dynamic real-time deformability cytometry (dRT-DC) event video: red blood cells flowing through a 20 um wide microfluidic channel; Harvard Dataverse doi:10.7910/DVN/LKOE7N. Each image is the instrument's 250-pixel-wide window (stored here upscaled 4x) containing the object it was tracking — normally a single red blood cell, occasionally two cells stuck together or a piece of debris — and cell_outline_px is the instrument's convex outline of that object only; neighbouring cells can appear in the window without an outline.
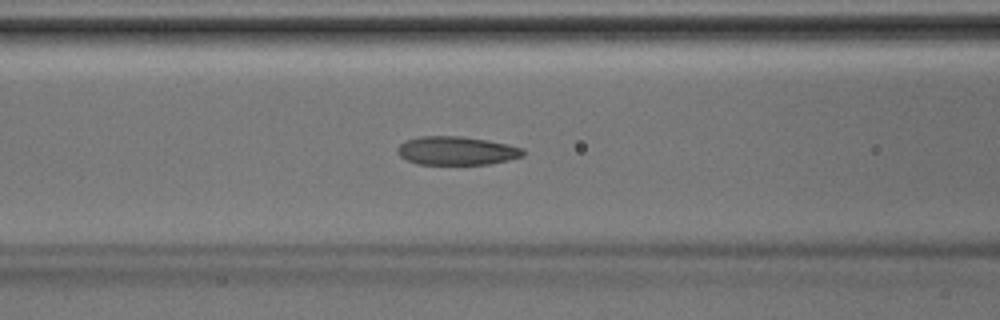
{"species": "Egyptian fruit bat (a non-hibernating species)", "species_latin": "Rousettus aegyptiacus", "temperature_condition": "room temperature", "stored_images_in_passage": 40, "camera_frame_rate_fps": 3000, "um_per_image_px": 0.085, "animal": {"sex": "male"}, "frame": {"image": 1, "passage_image": 16, "time_ms": 5.0, "image_size_px": [1000, 320], "cell_outline_px": [[524, 156], [508, 160], [488, 164], [416, 164], [400, 156], [396, 152], [396, 148], [404, 140], [420, 136], [460, 136], [488, 140], [508, 144], [524, 148]], "centroid_in_image_um": [38.8, 12.8], "position_along_channel_um": 127.8, "area_um2": 21.04}}
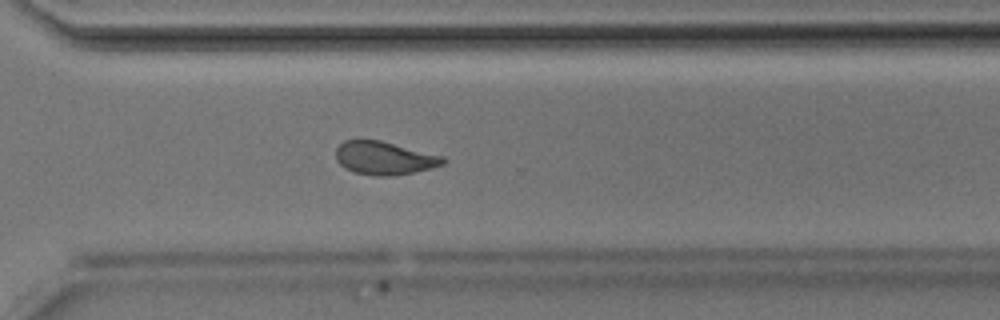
{"frame": {"image": 2, "passage_image": 29, "time_ms": 9.333, "image_size_px": [1000, 320], "cell_outline_px": [[444, 164], [432, 168], [392, 176], [376, 176], [356, 172], [344, 168], [336, 160], [336, 148], [344, 140], [380, 140], [444, 156]], "centroid_in_image_um": [32.66, 13.43], "position_along_channel_um": 337.9, "area_um2": 20.63}}
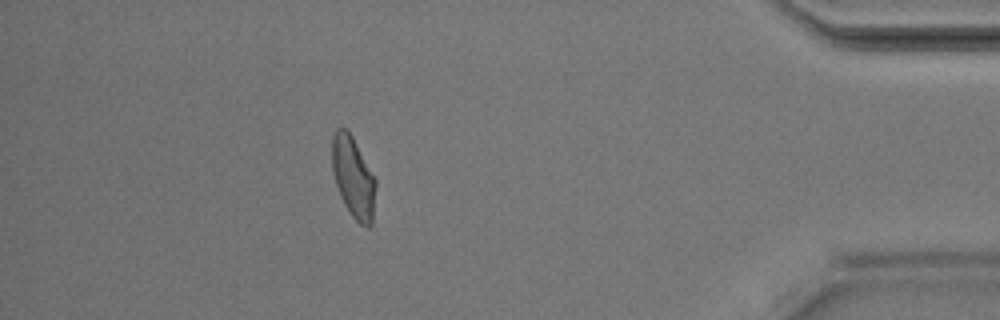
{"frame": {"image": 3, "passage_image": 36, "time_ms": 11.667, "image_size_px": [1000, 320], "cell_outline_px": [[376, 184], [372, 224], [368, 228], [360, 224], [352, 216], [344, 204], [340, 196], [336, 184], [332, 168], [332, 136], [336, 128], [344, 128], [352, 136], [376, 180]], "centroid_in_image_um": [30.02, 15.09], "position_along_channel_um": 405.2, "area_um2": 20.46}}